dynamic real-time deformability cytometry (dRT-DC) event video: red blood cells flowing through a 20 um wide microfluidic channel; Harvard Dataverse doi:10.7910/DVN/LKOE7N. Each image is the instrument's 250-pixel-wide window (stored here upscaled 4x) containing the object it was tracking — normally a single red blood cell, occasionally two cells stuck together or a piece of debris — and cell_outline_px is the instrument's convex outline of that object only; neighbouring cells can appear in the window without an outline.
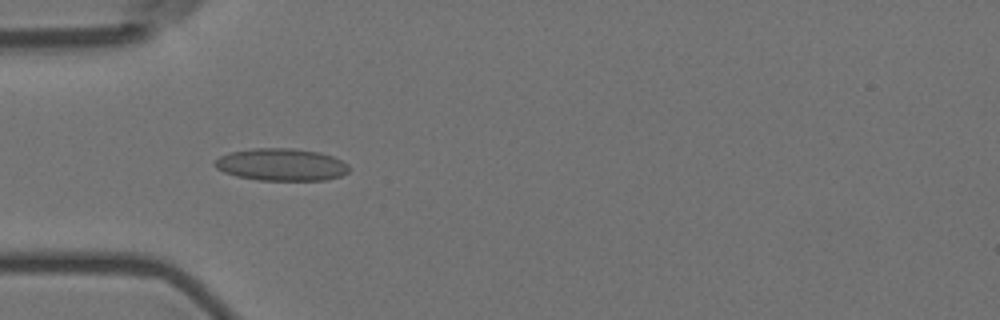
{"species": "Egyptian fruit bat (a non-hibernating species)", "species_latin": "Rousettus aegyptiacus", "temperature_condition": "room temperature", "stored_images_in_passage": 56, "camera_frame_rate_fps": 3000, "um_per_image_px": 0.085, "animal": {"sex": "female"}, "frame": {"image": 1, "passage_image": 17, "time_ms": 5.333, "image_size_px": [1000, 320], "cell_outline_px": [[348, 172], [340, 176], [324, 180], [260, 180], [236, 176], [224, 172], [216, 168], [212, 164], [220, 156], [228, 152], [252, 148], [292, 148], [320, 152], [332, 156], [348, 164]], "centroid_in_image_um": [23.88, 13.98], "position_along_channel_um": 61.1, "area_um2": 25.32}}
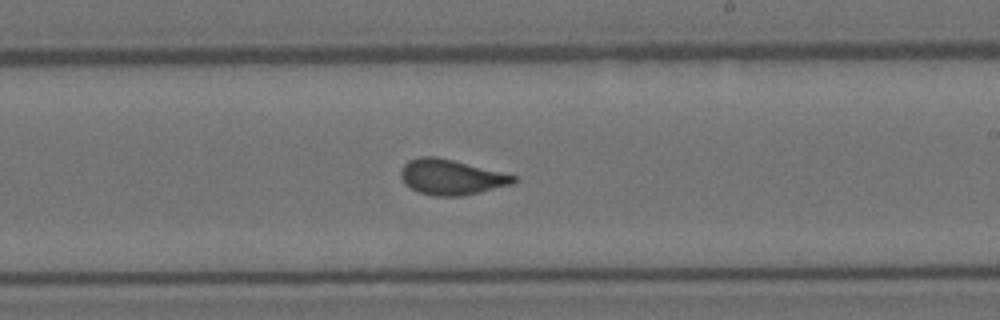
{"frame": {"image": 2, "passage_image": 33, "time_ms": 10.667, "image_size_px": [1000, 320], "cell_outline_px": [[516, 180], [512, 184], [480, 192], [460, 196], [432, 196], [420, 192], [412, 188], [400, 176], [400, 172], [404, 164], [408, 160], [420, 156], [436, 156], [516, 176]], "centroid_in_image_um": [38.32, 15.05], "position_along_channel_um": 250.7, "area_um2": 22.77}}
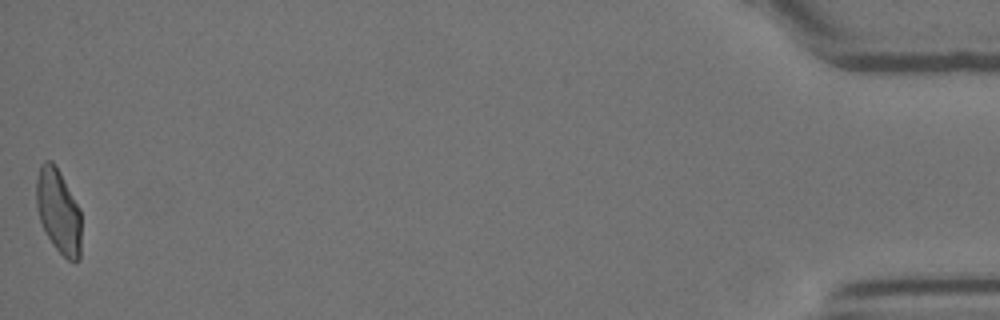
{"frame": {"image": 3, "passage_image": 56, "time_ms": 18.333, "image_size_px": [1000, 320], "cell_outline_px": [[80, 260], [76, 264], [68, 260], [52, 244], [40, 220], [36, 204], [36, 180], [40, 164], [44, 160], [52, 160], [60, 172], [80, 208]], "centroid_in_image_um": [4.97, 17.94], "position_along_channel_um": 430.2, "area_um2": 22.14}}